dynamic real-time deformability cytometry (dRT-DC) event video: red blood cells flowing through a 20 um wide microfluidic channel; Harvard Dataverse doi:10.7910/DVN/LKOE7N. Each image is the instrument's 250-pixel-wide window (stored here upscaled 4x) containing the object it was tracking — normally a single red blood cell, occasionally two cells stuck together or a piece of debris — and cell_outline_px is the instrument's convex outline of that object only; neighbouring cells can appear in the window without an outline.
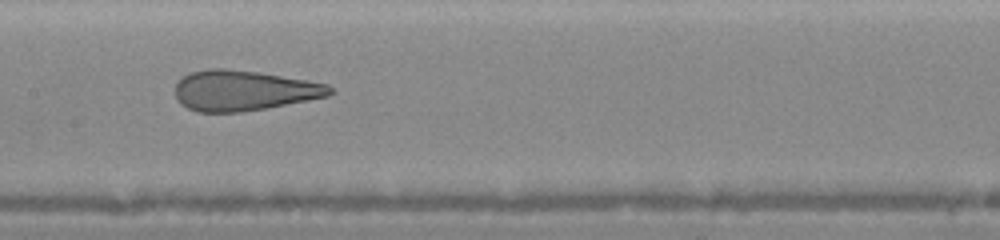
{"species": "human", "species_latin": "Homo sapiens", "temperature_condition": "warm", "stored_images_in_passage": 15, "camera_frame_rate_fps": 3000, "um_per_image_px": 0.085, "donor": {"sex": "female"}, "frame": {"image": 1, "passage_image": 13, "time_ms": 7.0, "image_size_px": [1000, 240], "cell_outline_px": [[336, 92], [328, 96], [268, 108], [240, 112], [196, 112], [180, 104], [176, 96], [176, 84], [184, 76], [192, 72], [208, 68], [224, 68], [256, 72], [308, 80], [328, 84]], "centroid_in_image_um": [20.73, 7.7], "position_along_channel_um": 186.7, "area_um2": 36.36}}